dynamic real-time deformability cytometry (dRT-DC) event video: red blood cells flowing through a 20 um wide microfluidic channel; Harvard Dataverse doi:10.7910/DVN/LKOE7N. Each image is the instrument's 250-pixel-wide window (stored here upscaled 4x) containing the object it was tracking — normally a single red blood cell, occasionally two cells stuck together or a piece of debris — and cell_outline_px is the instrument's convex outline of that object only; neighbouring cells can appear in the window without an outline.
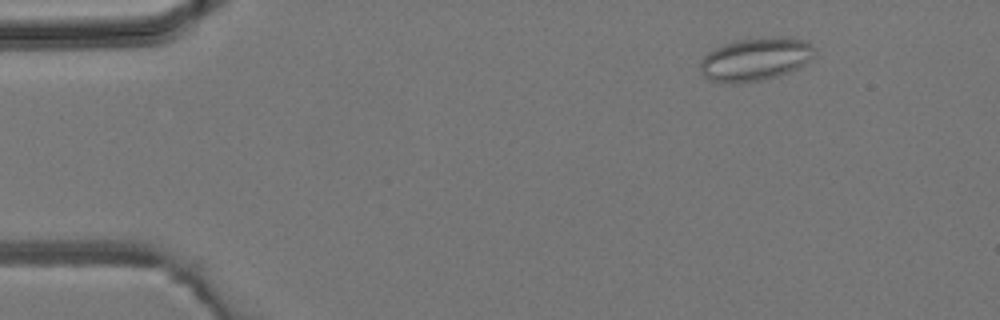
{"species": "common noctule bat (a hibernating species)", "species_latin": "Nyctalus noctula", "temperature_condition": "room temperature", "stored_images_in_passage": 2, "camera_frame_rate_fps": 3000, "um_per_image_px": 0.085, "animal": {"sex": "male", "body_mass_g": 19.2, "forearm_length_mm": 51.8}, "frame": {"image": 1, "passage_image": 2, "time_ms": 1.0, "image_size_px": [1000, 320], "cell_outline_px": [[816, 56], [804, 64], [788, 72], [776, 76], [760, 80], [736, 84], [732, 84], [712, 80], [704, 76], [700, 72], [700, 60], [708, 52], [724, 44], [736, 40], [760, 36], [792, 36], [808, 40], [816, 48]], "centroid_in_image_um": [64.27, 4.99], "position_along_channel_um": 20.7, "area_um2": 29.36}}